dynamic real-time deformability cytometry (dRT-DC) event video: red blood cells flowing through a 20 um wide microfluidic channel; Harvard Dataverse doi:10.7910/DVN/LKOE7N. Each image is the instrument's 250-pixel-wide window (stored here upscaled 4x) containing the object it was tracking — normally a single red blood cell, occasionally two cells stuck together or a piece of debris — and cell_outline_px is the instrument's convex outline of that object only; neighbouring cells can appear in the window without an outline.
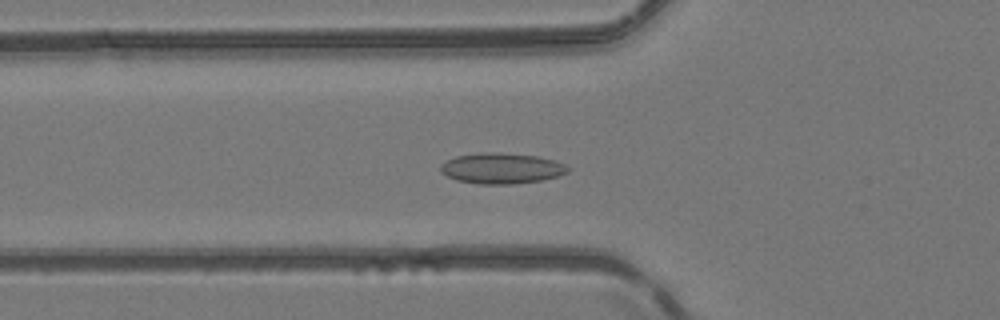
{"species": "common noctule bat (a hibernating species)", "species_latin": "Nyctalus noctula", "temperature_condition": "room temperature", "stored_images_in_passage": 51, "camera_frame_rate_fps": 3000, "um_per_image_px": 0.085, "animal": {"sex": "female", "body_mass_g": 24.6, "forearm_length_mm": 56.2}, "frame": {"image": 1, "passage_image": 19, "time_ms": 6.0, "image_size_px": [1000, 320], "cell_outline_px": [[568, 172], [556, 176], [540, 180], [512, 184], [476, 184], [456, 180], [440, 172], [440, 164], [456, 156], [480, 152], [500, 152], [536, 156], [556, 160], [564, 164], [568, 168]], "centroid_in_image_um": [42.59, 14.3], "position_along_channel_um": 83.2, "area_um2": 22.77}}
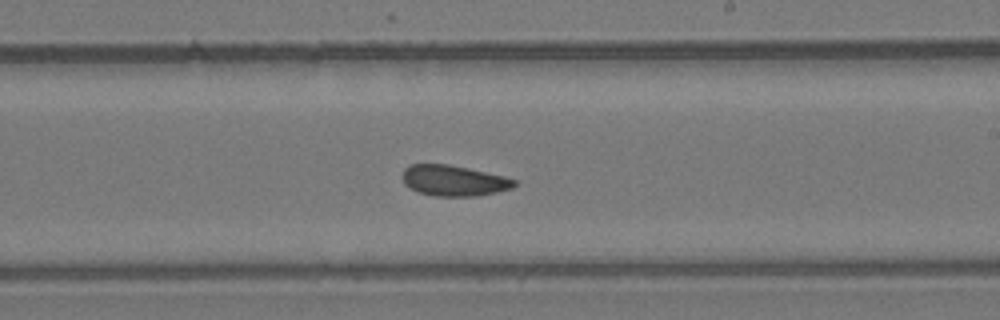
{"frame": {"image": 2, "passage_image": 31, "time_ms": 10.0, "image_size_px": [1000, 320], "cell_outline_px": [[516, 184], [512, 188], [496, 192], [476, 196], [436, 196], [420, 192], [408, 188], [404, 184], [400, 176], [404, 168], [408, 164], [448, 164], [468, 168], [504, 176], [516, 180]], "centroid_in_image_um": [38.51, 15.34], "position_along_channel_um": 250.5, "area_um2": 20.17}}
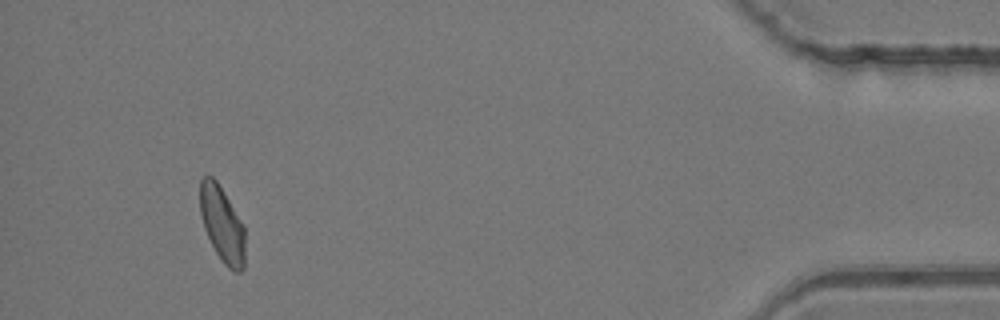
{"frame": {"image": 3, "passage_image": 48, "time_ms": 15.667, "image_size_px": [1000, 320], "cell_outline_px": [[244, 268], [240, 272], [232, 272], [224, 264], [216, 252], [204, 228], [200, 216], [200, 180], [204, 176], [212, 176], [216, 180], [244, 224]], "centroid_in_image_um": [18.88, 19.07], "position_along_channel_um": 416.3, "area_um2": 19.83}, "authors_computed_cell_mechanics": {"area_um2": 20.9236, "velocity_mm_per_s": 4.1584, "shape_relaxation_time_tau1_ms": null, "shape_relaxation_time_tau2_ms": 3.4864, "deformation_change_tau1": null, "deformation_change_tau2": 0.0899}}